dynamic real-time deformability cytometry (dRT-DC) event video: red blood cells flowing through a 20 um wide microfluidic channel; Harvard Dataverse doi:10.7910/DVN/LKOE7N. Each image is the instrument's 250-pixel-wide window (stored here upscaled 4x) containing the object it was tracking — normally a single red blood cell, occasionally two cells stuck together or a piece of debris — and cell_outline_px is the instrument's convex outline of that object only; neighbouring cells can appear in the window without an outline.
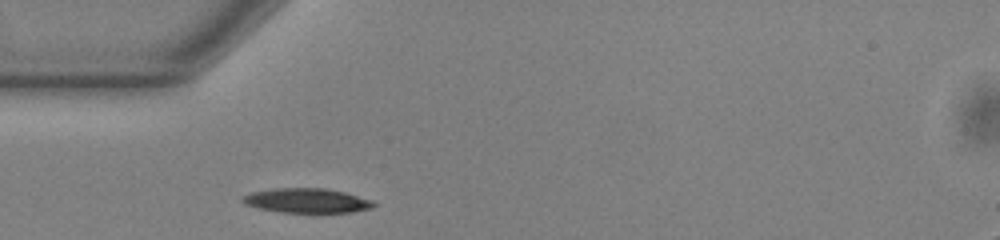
{"species": "common noctule bat (a hibernating species)", "species_latin": "Nyctalus noctula", "temperature_condition": "warm", "stored_images_in_passage": 38, "camera_frame_rate_fps": 3000, "um_per_image_px": 0.085, "animal": {"sex": "male", "body_mass_g": 13.0, "forearm_length_mm": 53.1}, "frame": {"image": 1, "passage_image": 1, "time_ms": 0.0, "image_size_px": [1000, 240], "cell_outline_px": [[376, 204], [372, 208], [352, 212], [280, 212], [260, 208], [244, 204], [240, 200], [240, 196], [252, 192], [272, 188], [324, 188], [344, 192], [372, 200]], "centroid_in_image_um": [26.04, 17.04], "position_along_channel_um": 59.0, "area_um2": 18.73}}
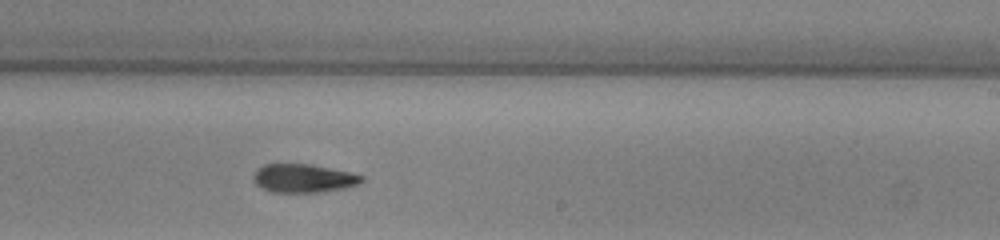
{"frame": {"image": 2, "passage_image": 17, "time_ms": 5.333, "image_size_px": [1000, 240], "cell_outline_px": [[364, 180], [360, 184], [344, 188], [320, 192], [272, 192], [260, 188], [256, 184], [256, 168], [264, 164], [312, 164], [348, 172], [364, 176]], "centroid_in_image_um": [25.82, 15.15], "position_along_channel_um": 263.2, "area_um2": 17.86}}
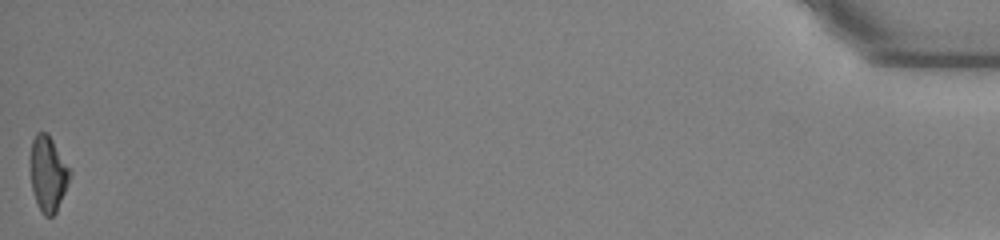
{"frame": {"image": 3, "passage_image": 38, "time_ms": 12.333, "image_size_px": [1000, 240], "cell_outline_px": [[72, 172], [56, 212], [52, 216], [44, 216], [40, 212], [32, 188], [32, 140], [36, 132], [48, 132]], "centroid_in_image_um": [4.1, 14.76], "position_along_channel_um": 431.1, "area_um2": 16.88}, "authors_computed_cell_mechanics": {"area_um2": 18.1203, "velocity_mm_per_s": 3.8913, "shape_relaxation_time_tau1_ms": 3.3131, "shape_relaxation_time_tau2_ms": null, "deformation_change_tau1": 0.1429, "deformation_change_tau2": null}}